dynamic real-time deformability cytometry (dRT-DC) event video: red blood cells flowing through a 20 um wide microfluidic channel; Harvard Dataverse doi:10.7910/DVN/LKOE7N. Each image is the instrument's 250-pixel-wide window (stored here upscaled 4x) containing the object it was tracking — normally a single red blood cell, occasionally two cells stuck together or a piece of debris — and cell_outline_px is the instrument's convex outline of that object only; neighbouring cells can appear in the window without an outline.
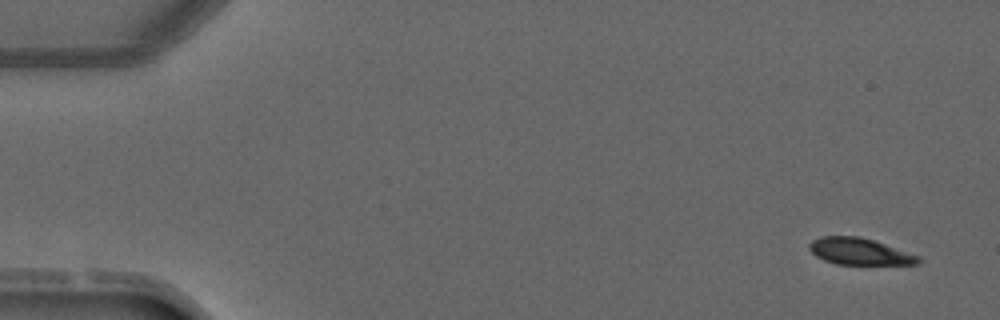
{"species": "common noctule bat (a hibernating species)", "species_latin": "Nyctalus noctula", "temperature_condition": "warm", "stored_images_in_passage": 3, "camera_frame_rate_fps": 3000, "um_per_image_px": 0.085, "animal": {"sex": "male", "forearm_length_mm": 52.5}, "frame": {"image": 1, "passage_image": 1, "time_ms": 0.0, "image_size_px": [1000, 320], "cell_outline_px": [[924, 260], [920, 264], [836, 264], [824, 260], [816, 256], [808, 248], [808, 244], [812, 240], [820, 236], [856, 236], [872, 240], [920, 256]], "centroid_in_image_um": [73.06, 21.38], "position_along_channel_um": 11.9, "area_um2": 16.88}}